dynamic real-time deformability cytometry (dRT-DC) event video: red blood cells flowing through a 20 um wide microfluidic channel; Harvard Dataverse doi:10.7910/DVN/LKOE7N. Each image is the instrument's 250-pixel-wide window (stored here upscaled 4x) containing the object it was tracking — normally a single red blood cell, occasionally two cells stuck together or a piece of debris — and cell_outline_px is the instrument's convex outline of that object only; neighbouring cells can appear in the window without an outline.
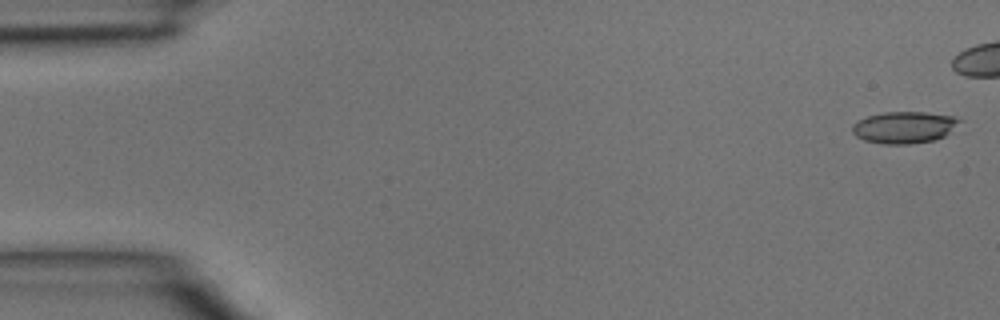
{"species": "common noctule bat (a hibernating species)", "species_latin": "Nyctalus noctula", "temperature_condition": "room temperature", "stored_images_in_passage": 7, "camera_frame_rate_fps": 3000, "um_per_image_px": 0.085, "animal": {"sex": "male", "body_mass_g": 15.6}, "frame": {"image": 1, "passage_image": 1, "time_ms": 0.0, "image_size_px": [1000, 320], "cell_outline_px": [[964, 120], [944, 136], [936, 140], [912, 144], [884, 144], [864, 140], [856, 136], [852, 132], [852, 124], [868, 116], [884, 112], [924, 112], [956, 116]], "centroid_in_image_um": [76.9, 10.82], "position_along_channel_um": 8.1, "area_um2": 20.0}}
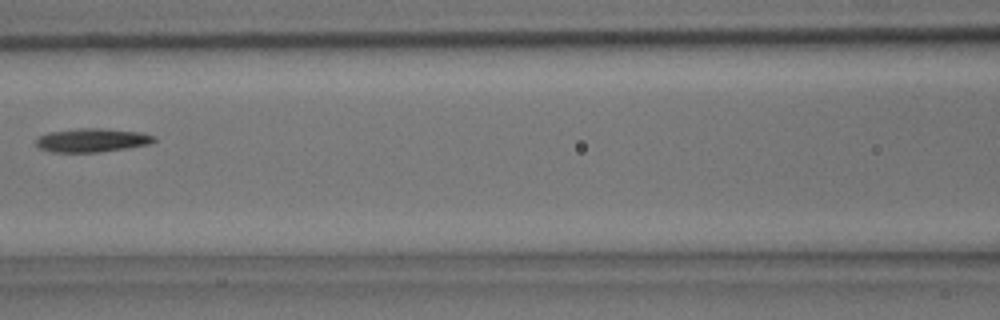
{"frame": {"image": 2, "passage_image": 7, "time_ms": 2.0, "image_size_px": [1000, 320], "cell_outline_px": [[156, 140], [148, 144], [100, 152], [52, 152], [40, 148], [36, 144], [36, 140], [40, 136], [48, 132], [80, 128], [100, 128], [140, 132], [156, 136]], "centroid_in_image_um": [7.81, 11.91], "position_along_channel_um": 158.8, "area_um2": 16.13}}